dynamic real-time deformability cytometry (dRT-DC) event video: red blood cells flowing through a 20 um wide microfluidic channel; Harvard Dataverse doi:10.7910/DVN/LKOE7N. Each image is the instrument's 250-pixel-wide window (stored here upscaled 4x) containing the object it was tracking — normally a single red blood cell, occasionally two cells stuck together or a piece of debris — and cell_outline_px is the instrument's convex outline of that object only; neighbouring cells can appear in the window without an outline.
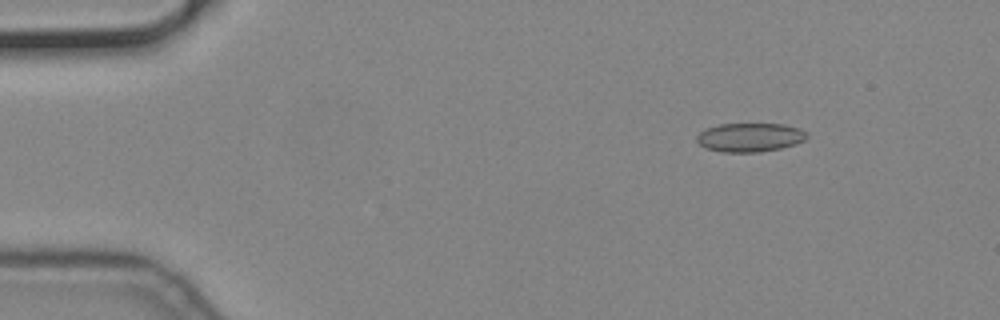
{"species": "common noctule bat (a hibernating species)", "species_latin": "Nyctalus noctula", "temperature_condition": "cold", "stored_images_in_passage": 57, "camera_frame_rate_fps": 3000, "um_per_image_px": 0.085, "animal": {"sex": "male", "body_mass_g": 19.2, "forearm_length_mm": 51.8}, "frame": {"image": 1, "passage_image": 8, "time_ms": 2.333, "image_size_px": [1000, 320], "cell_outline_px": [[808, 136], [804, 140], [796, 144], [780, 148], [760, 152], [720, 152], [704, 148], [696, 140], [696, 136], [700, 132], [708, 128], [720, 124], [784, 124], [800, 128], [808, 132]], "centroid_in_image_um": [63.76, 11.68], "position_along_channel_um": 21.2, "area_um2": 18.61}}
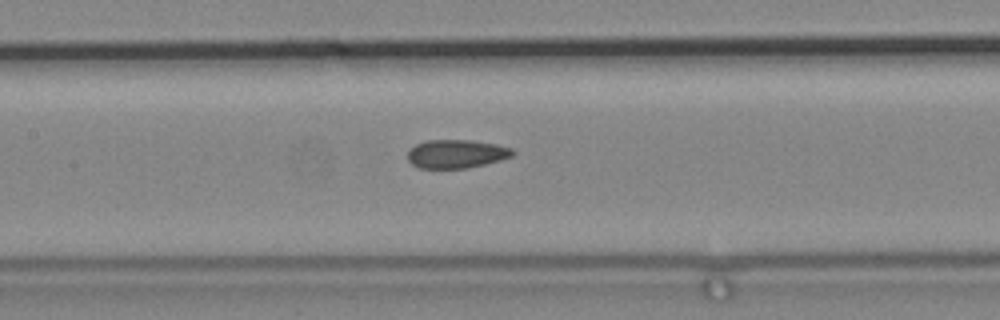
{"frame": {"image": 2, "passage_image": 27, "time_ms": 8.667, "image_size_px": [1000, 320], "cell_outline_px": [[516, 152], [512, 156], [500, 160], [468, 168], [420, 168], [412, 164], [408, 160], [408, 152], [416, 144], [428, 140], [472, 140], [496, 144], [512, 148]], "centroid_in_image_um": [38.81, 13.07], "position_along_channel_um": 168.6, "area_um2": 17.4}}
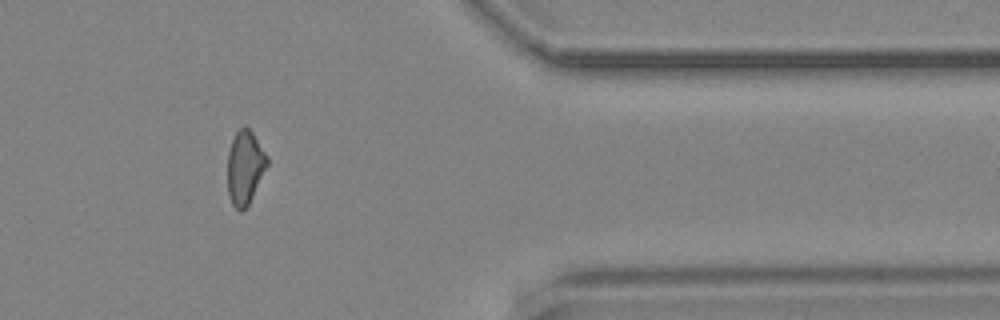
{"frame": {"image": 3, "passage_image": 47, "time_ms": 15.333, "image_size_px": [1000, 320], "cell_outline_px": [[268, 164], [248, 204], [240, 212], [232, 204], [228, 196], [228, 152], [232, 140], [236, 132], [244, 124], [252, 132], [268, 156]], "centroid_in_image_um": [20.81, 14.2], "position_along_channel_um": 390.6, "area_um2": 16.82}}